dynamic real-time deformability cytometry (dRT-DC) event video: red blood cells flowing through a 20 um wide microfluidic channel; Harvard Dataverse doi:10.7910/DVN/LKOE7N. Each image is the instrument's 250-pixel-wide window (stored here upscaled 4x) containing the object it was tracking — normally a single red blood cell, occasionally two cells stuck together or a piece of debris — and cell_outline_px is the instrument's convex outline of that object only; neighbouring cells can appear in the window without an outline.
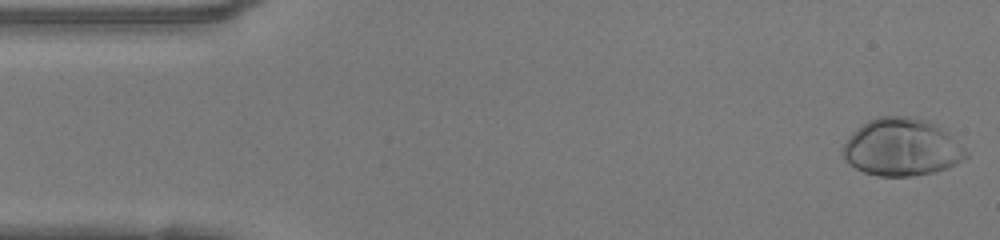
{"species": "human", "species_latin": "Homo sapiens", "temperature_condition": "warm", "stored_images_in_passage": 48, "camera_frame_rate_fps": 3000, "um_per_image_px": 0.085, "donor": {"sex": "female"}, "frame": {"image": 1, "passage_image": 1, "time_ms": 0.0, "image_size_px": [1000, 240], "cell_outline_px": [[968, 156], [964, 160], [956, 164], [932, 172], [912, 176], [880, 176], [864, 172], [848, 164], [844, 160], [840, 152], [844, 144], [868, 120], [876, 116], [916, 116], [940, 124], [968, 152]], "centroid_in_image_um": [76.67, 12.5], "position_along_channel_um": 8.3, "area_um2": 41.38}}
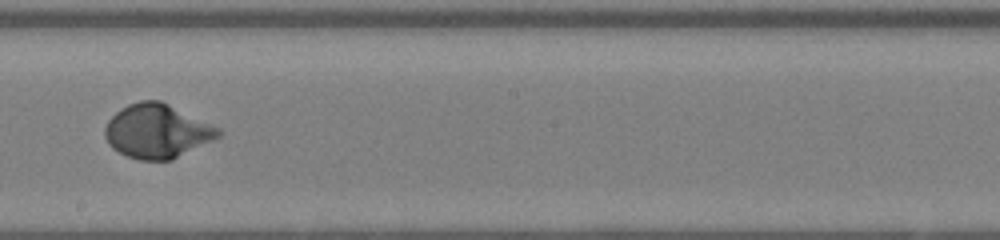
{"frame": {"image": 2, "passage_image": 26, "time_ms": 8.333, "image_size_px": [1000, 240], "cell_outline_px": [[224, 132], [220, 136], [172, 160], [140, 160], [128, 156], [112, 148], [108, 144], [104, 136], [104, 128], [108, 120], [120, 108], [128, 104], [140, 100], [160, 100], [220, 128]], "centroid_in_image_um": [13.33, 11.14], "position_along_channel_um": 234.9, "area_um2": 35.66}}
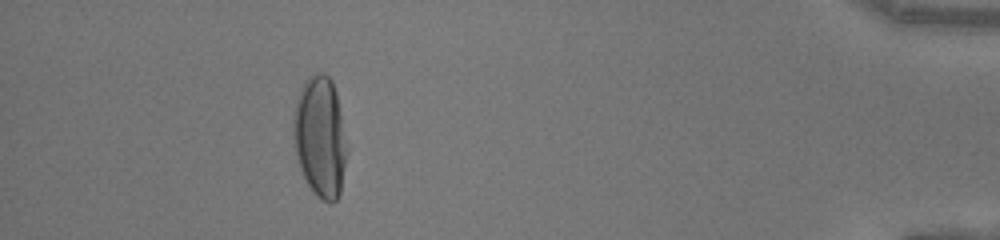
{"frame": {"image": 3, "passage_image": 43, "time_ms": 14.0, "image_size_px": [1000, 240], "cell_outline_px": [[344, 164], [340, 196], [332, 204], [328, 204], [320, 200], [316, 196], [308, 184], [300, 168], [296, 156], [292, 136], [292, 120], [296, 100], [300, 88], [308, 76], [320, 72], [328, 76], [332, 80], [336, 92], [340, 116], [344, 148]], "centroid_in_image_um": [27.14, 11.65], "position_along_channel_um": 408.1, "area_um2": 37.22}, "authors_computed_cell_mechanics": {"area_um2": 35.5181, "velocity_mm_per_s": 4.1674, "shape_relaxation_time_tau1_ms": 3.1151, "shape_relaxation_time_tau2_ms": null, "deformation_change_tau1": 0.219, "deformation_change_tau2": null}}